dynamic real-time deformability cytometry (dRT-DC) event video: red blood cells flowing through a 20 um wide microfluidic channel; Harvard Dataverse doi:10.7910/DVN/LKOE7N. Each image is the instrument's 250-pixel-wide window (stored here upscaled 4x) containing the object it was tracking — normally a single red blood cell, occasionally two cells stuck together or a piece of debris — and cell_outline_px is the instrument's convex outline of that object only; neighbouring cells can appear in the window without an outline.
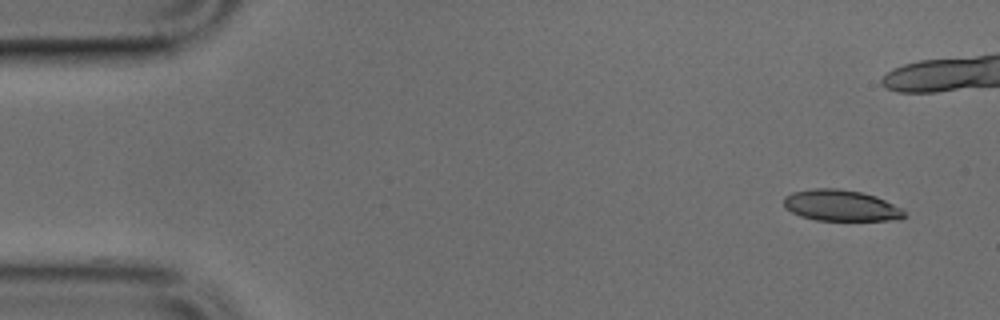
{"species": "common noctule bat (a hibernating species)", "species_latin": "Nyctalus noctula", "temperature_condition": "cold", "stored_images_in_passage": 48, "camera_frame_rate_fps": 3000, "um_per_image_px": 0.085, "animal": {"sex": "male", "body_mass_g": 17.9, "forearm_length_mm": 54.2}, "frame": {"image": 1, "passage_image": 1, "time_ms": 0.0, "image_size_px": [1000, 320], "cell_outline_px": [[908, 216], [900, 220], [816, 220], [800, 216], [784, 208], [784, 196], [792, 192], [812, 188], [836, 188], [860, 192], [876, 196], [904, 208]], "centroid_in_image_um": [71.52, 17.47], "position_along_channel_um": 13.5, "area_um2": 22.2}}
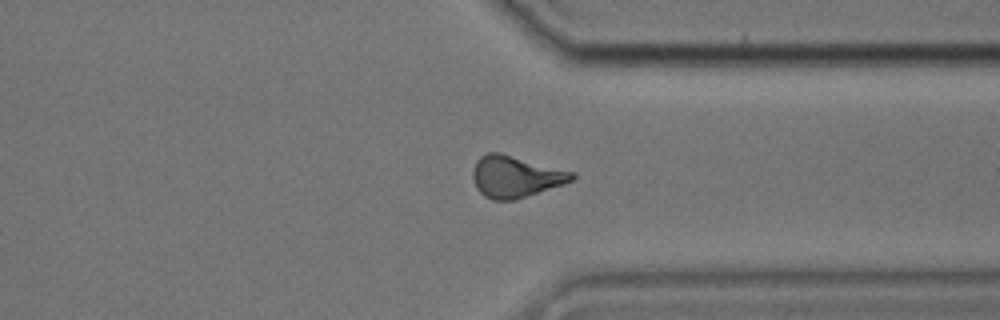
{"frame": {"image": 2, "passage_image": 35, "time_ms": 11.333, "image_size_px": [1000, 320], "cell_outline_px": [[576, 176], [572, 180], [564, 184], [516, 200], [492, 200], [484, 196], [476, 188], [472, 176], [472, 172], [476, 160], [480, 156], [488, 152], [500, 152], [576, 172]], "centroid_in_image_um": [43.82, 15.01], "position_along_channel_um": 367.6, "area_um2": 24.33}}